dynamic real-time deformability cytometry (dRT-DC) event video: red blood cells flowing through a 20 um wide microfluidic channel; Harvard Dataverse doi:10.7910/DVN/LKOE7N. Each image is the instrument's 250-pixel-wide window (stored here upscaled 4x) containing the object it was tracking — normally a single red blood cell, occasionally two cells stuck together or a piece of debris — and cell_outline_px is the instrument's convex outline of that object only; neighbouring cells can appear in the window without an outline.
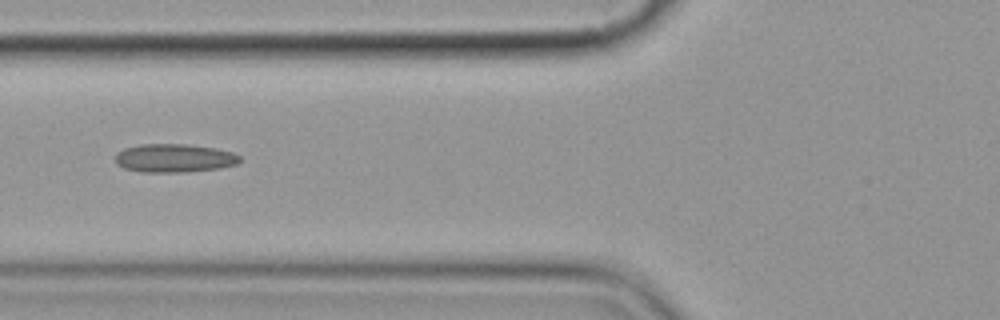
{"species": "common noctule bat (a hibernating species)", "species_latin": "Nyctalus noctula", "temperature_condition": "cold", "stored_images_in_passage": 9, "camera_frame_rate_fps": 3000, "um_per_image_px": 0.085, "animal": {"sex": "female", "body_mass_g": 19.9}, "frame": {"image": 1, "passage_image": 7, "time_ms": 7.0, "image_size_px": [1000, 320], "cell_outline_px": [[240, 160], [236, 164], [220, 168], [184, 172], [144, 172], [124, 168], [116, 164], [116, 152], [124, 148], [140, 144], [184, 144], [216, 148], [232, 152], [240, 156]], "centroid_in_image_um": [14.79, 13.43], "position_along_channel_um": 111.0, "area_um2": 20.63}}
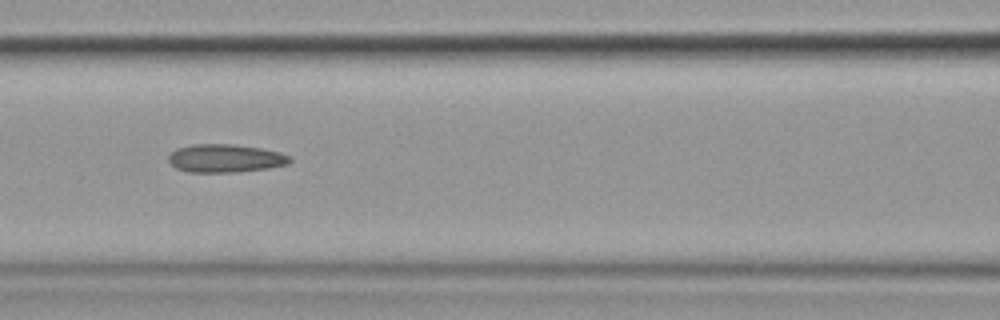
{"frame": {"image": 2, "passage_image": 8, "time_ms": 8.0, "image_size_px": [1000, 320], "cell_outline_px": [[292, 160], [288, 164], [268, 168], [236, 172], [188, 172], [176, 168], [168, 160], [168, 156], [176, 148], [192, 144], [232, 144], [260, 148], [280, 152], [288, 156]], "centroid_in_image_um": [19.13, 13.45], "position_along_channel_um": 147.5, "area_um2": 19.88}}
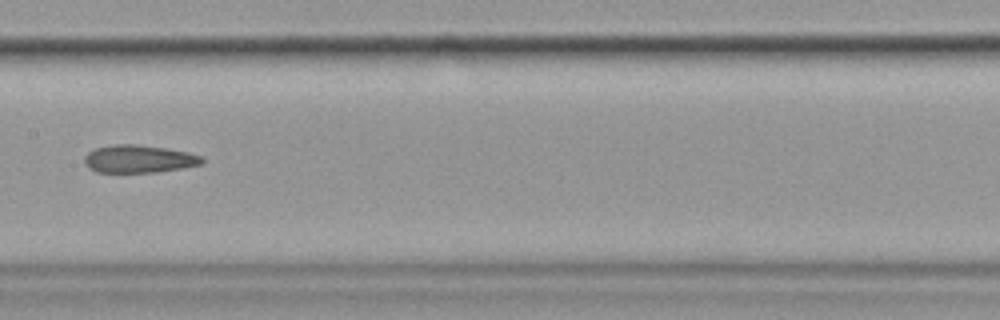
{"frame": {"image": 3, "passage_image": 9, "time_ms": 9.333, "image_size_px": [1000, 320], "cell_outline_px": [[204, 160], [200, 164], [180, 168], [156, 172], [96, 172], [88, 168], [84, 160], [84, 156], [88, 152], [96, 148], [112, 144], [136, 144], [164, 148], [188, 152], [200, 156]], "centroid_in_image_um": [11.75, 13.5], "position_along_channel_um": 195.7, "area_um2": 18.84}}